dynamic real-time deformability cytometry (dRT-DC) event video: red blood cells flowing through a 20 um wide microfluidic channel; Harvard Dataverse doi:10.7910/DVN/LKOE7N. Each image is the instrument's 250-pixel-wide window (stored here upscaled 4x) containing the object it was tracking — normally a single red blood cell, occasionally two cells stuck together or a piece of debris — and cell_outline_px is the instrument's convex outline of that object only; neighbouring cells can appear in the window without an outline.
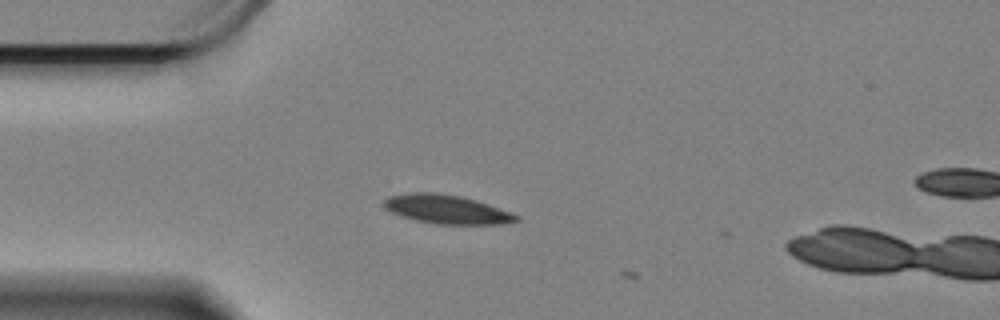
{"species": "Egyptian fruit bat (a non-hibernating species)", "species_latin": "Rousettus aegyptiacus", "temperature_condition": "cold", "stored_images_in_passage": 4, "camera_frame_rate_fps": 3000, "um_per_image_px": 0.085, "animal": {"sex": "female"}, "frame": {"image": 1, "passage_image": 3, "time_ms": 0.667, "image_size_px": [1000, 320], "cell_outline_px": [[520, 220], [500, 224], [436, 224], [416, 220], [400, 216], [384, 208], [384, 200], [388, 196], [412, 192], [436, 192], [460, 196], [476, 200], [512, 212], [520, 216]], "centroid_in_image_um": [37.97, 17.79], "position_along_channel_um": 47.0, "area_um2": 22.31}}